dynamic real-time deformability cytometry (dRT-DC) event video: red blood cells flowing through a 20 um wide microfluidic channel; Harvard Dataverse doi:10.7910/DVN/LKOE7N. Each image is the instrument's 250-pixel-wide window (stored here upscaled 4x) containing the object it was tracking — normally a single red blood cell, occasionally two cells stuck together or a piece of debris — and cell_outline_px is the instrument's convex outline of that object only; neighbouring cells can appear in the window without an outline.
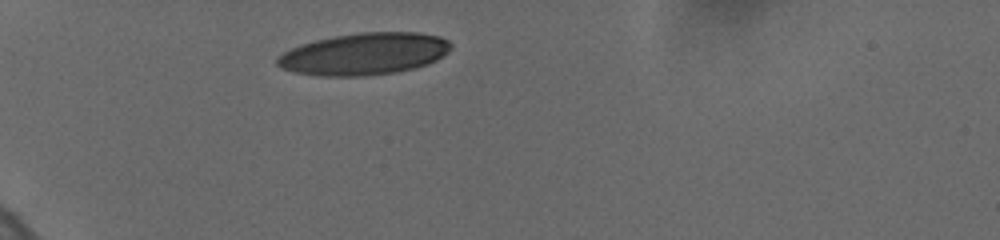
{"species": "human", "species_latin": "Homo sapiens", "temperature_condition": "cold", "stored_images_in_passage": 54, "camera_frame_rate_fps": 3000, "um_per_image_px": 0.085, "donor": {"sex": "female"}, "frame": {"image": 1, "passage_image": 1, "time_ms": 0.0, "image_size_px": [1000, 240], "cell_outline_px": [[452, 48], [448, 52], [436, 60], [428, 64], [416, 68], [396, 72], [364, 76], [320, 76], [296, 72], [280, 68], [276, 64], [276, 56], [300, 44], [316, 40], [336, 36], [360, 32], [416, 32], [440, 36], [448, 40], [452, 44]], "centroid_in_image_um": [30.97, 4.58], "position_along_channel_um": 54.0, "area_um2": 42.66}}
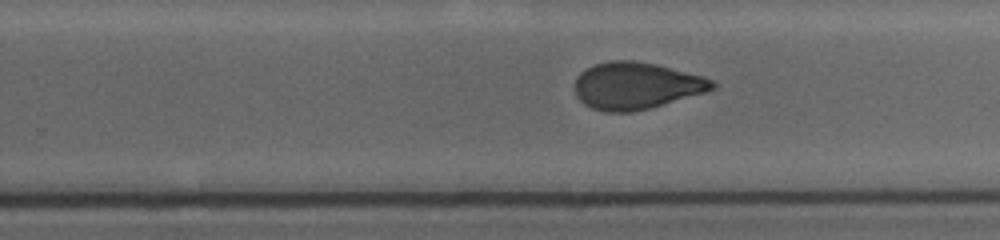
{"frame": {"image": 2, "passage_image": 28, "time_ms": 4.667, "image_size_px": [1000, 240], "cell_outline_px": [[716, 88], [704, 92], [648, 108], [632, 112], [604, 112], [592, 108], [584, 104], [576, 96], [576, 80], [580, 72], [596, 64], [612, 60], [632, 60], [656, 64], [704, 76], [712, 80], [716, 84]], "centroid_in_image_um": [54.07, 7.28], "position_along_channel_um": 275.7, "area_um2": 37.28}}
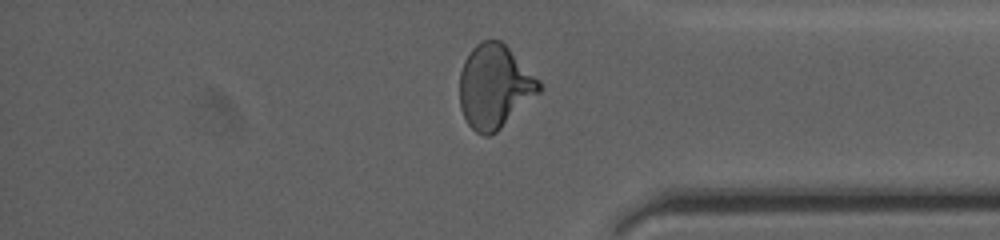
{"frame": {"image": 3, "passage_image": 44, "time_ms": 8.0, "image_size_px": [1000, 240], "cell_outline_px": [[544, 88], [540, 92], [496, 132], [488, 136], [484, 136], [476, 132], [468, 124], [460, 108], [460, 72], [464, 60], [472, 48], [480, 40], [500, 40], [540, 80]], "centroid_in_image_um": [42.03, 7.35], "position_along_channel_um": 393.2, "area_um2": 38.61}}